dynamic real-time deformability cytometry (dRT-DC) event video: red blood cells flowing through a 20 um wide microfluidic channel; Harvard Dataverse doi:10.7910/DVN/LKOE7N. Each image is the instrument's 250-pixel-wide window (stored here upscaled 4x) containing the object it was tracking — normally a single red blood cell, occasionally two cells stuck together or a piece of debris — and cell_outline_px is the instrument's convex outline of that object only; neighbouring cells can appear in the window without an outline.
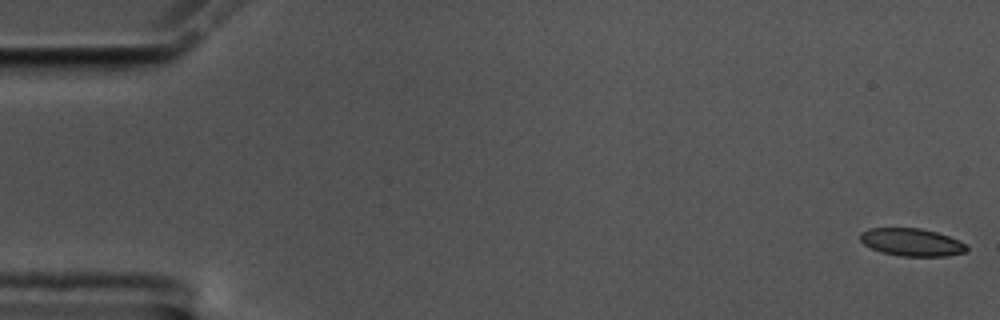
{"species": "common noctule bat (a hibernating species)", "species_latin": "Nyctalus noctula", "temperature_condition": "cold", "stored_images_in_passage": 16, "camera_frame_rate_fps": 3000, "um_per_image_px": 0.085, "animal": {"sex": "male", "body_mass_g": 17.5, "forearm_length_mm": 52.3}, "frame": {"image": 1, "passage_image": 1, "time_ms": 0.0, "image_size_px": [1000, 320], "cell_outline_px": [[968, 252], [944, 256], [900, 256], [880, 252], [864, 244], [860, 240], [860, 232], [868, 228], [920, 228], [936, 232], [960, 240], [968, 244]], "centroid_in_image_um": [77.52, 20.59], "position_along_channel_um": 7.5, "area_um2": 17.34}}